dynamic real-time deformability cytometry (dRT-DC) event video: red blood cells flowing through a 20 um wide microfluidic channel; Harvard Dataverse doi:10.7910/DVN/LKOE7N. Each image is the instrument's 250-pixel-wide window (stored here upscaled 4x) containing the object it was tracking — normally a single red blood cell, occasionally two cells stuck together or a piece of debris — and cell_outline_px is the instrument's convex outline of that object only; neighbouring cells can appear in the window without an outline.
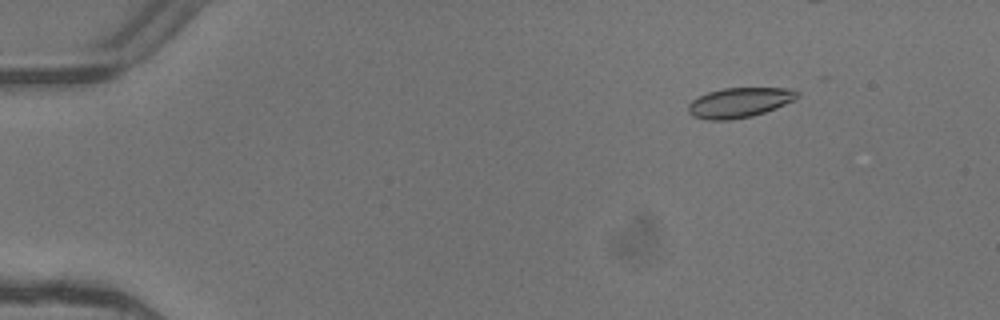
{"species": "common noctule bat (a hibernating species)", "species_latin": "Nyctalus noctula", "temperature_condition": "warm", "stored_images_in_passage": 3, "camera_frame_rate_fps": 3000, "um_per_image_px": 0.085, "animal": {"sex": "female"}, "frame": {"image": 1, "passage_image": 1, "time_ms": 0.0, "image_size_px": [1000, 320], "cell_outline_px": [[800, 96], [776, 108], [752, 116], [728, 120], [708, 120], [692, 116], [688, 112], [688, 104], [692, 100], [708, 92], [724, 88], [792, 88], [800, 92]], "centroid_in_image_um": [62.85, 8.71], "position_along_channel_um": 22.2, "area_um2": 18.96}}
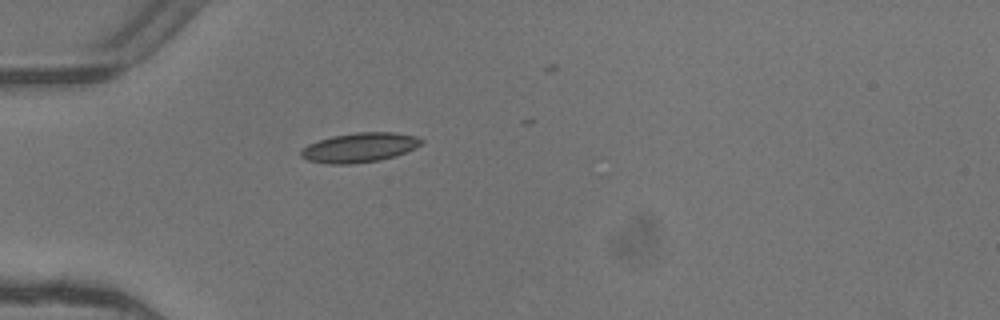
{"frame": {"image": 2, "passage_image": 3, "time_ms": 0.667, "image_size_px": [1000, 320], "cell_outline_px": [[424, 140], [416, 148], [396, 156], [380, 160], [352, 164], [328, 164], [308, 160], [300, 156], [300, 152], [308, 144], [332, 136], [356, 132], [392, 132], [416, 136]], "centroid_in_image_um": [30.58, 12.54], "position_along_channel_um": 54.4, "area_um2": 20.69}}